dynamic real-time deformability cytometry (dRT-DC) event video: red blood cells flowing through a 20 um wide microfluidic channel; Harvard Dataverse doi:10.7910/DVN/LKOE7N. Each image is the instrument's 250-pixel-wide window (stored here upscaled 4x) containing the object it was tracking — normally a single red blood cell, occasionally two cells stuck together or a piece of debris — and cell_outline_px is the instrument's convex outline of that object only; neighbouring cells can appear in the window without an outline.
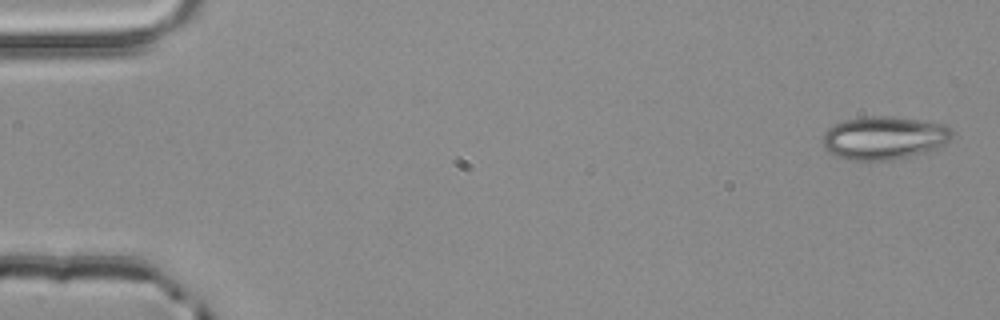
{"species": "common noctule bat (a hibernating species)", "species_latin": "Nyctalus noctula", "temperature_condition": "room temperature", "stored_images_in_passage": 4, "camera_frame_rate_fps": 3000, "um_per_image_px": 0.085, "animal": {"sex": "male", "body_mass_g": 20.4}, "frame": {"image": 1, "passage_image": 1, "time_ms": 0.0, "image_size_px": [1000, 320], "cell_outline_px": [[952, 136], [944, 144], [936, 148], [924, 152], [892, 160], [868, 164], [848, 160], [836, 156], [828, 152], [824, 148], [824, 132], [828, 128], [836, 124], [848, 120], [868, 116], [892, 116], [944, 124], [952, 128]], "centroid_in_image_um": [75.12, 11.76], "position_along_channel_um": 9.9, "area_um2": 32.89}}